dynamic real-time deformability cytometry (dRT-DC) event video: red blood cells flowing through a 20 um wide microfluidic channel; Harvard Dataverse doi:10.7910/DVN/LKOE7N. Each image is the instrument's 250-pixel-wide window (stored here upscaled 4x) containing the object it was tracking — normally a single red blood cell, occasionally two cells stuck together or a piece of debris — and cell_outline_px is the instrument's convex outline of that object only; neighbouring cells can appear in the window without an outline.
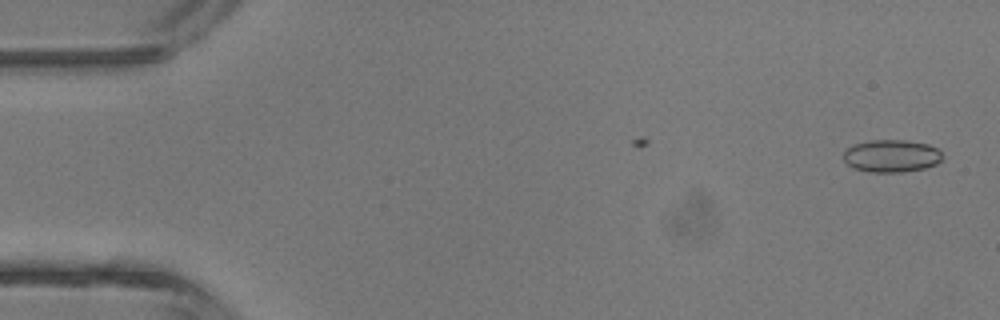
{"species": "common noctule bat (a hibernating species)", "species_latin": "Nyctalus noctula", "temperature_condition": "room temperature", "stored_images_in_passage": 2, "camera_frame_rate_fps": 3000, "um_per_image_px": 0.085, "animal": {"sex": "male", "body_mass_g": 13.3}, "frame": {"image": 1, "passage_image": 2, "time_ms": 1.0, "image_size_px": [1000, 320], "cell_outline_px": [[940, 160], [936, 164], [924, 168], [904, 172], [868, 172], [856, 168], [848, 164], [844, 160], [844, 152], [848, 148], [856, 144], [872, 140], [904, 140], [928, 144], [936, 148], [940, 152]], "centroid_in_image_um": [75.77, 13.26], "position_along_channel_um": 9.2, "area_um2": 18.44}}